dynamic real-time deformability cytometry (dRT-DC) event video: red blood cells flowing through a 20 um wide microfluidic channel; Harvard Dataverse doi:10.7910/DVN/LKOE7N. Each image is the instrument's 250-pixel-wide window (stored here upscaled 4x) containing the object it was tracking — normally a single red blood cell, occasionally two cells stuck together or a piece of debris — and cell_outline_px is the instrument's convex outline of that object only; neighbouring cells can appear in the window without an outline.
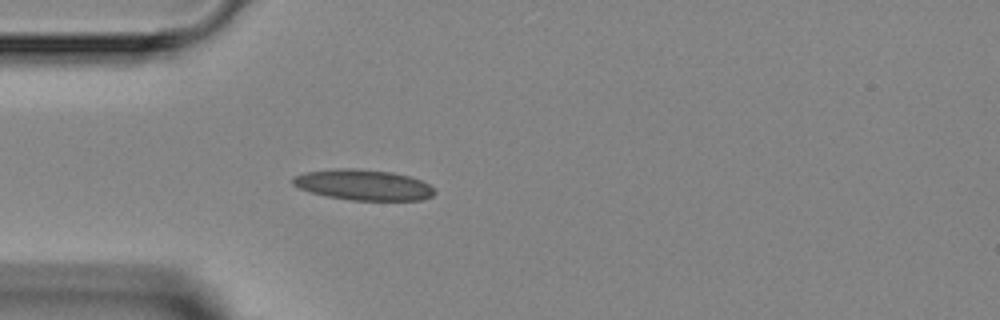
{"species": "Egyptian fruit bat (a non-hibernating species)", "species_latin": "Rousettus aegyptiacus", "temperature_condition": "room temperature", "stored_images_in_passage": 2, "camera_frame_rate_fps": 3000, "um_per_image_px": 0.085, "animal": {"sex": "female"}, "frame": {"image": 1, "passage_image": 2, "time_ms": 2.0, "image_size_px": [1000, 320], "cell_outline_px": [[436, 192], [432, 196], [420, 200], [352, 200], [328, 196], [312, 192], [300, 188], [292, 184], [292, 176], [304, 172], [336, 168], [352, 168], [392, 172], [408, 176], [420, 180], [428, 184]], "centroid_in_image_um": [30.86, 15.7], "position_along_channel_um": 54.1, "area_um2": 25.14}}